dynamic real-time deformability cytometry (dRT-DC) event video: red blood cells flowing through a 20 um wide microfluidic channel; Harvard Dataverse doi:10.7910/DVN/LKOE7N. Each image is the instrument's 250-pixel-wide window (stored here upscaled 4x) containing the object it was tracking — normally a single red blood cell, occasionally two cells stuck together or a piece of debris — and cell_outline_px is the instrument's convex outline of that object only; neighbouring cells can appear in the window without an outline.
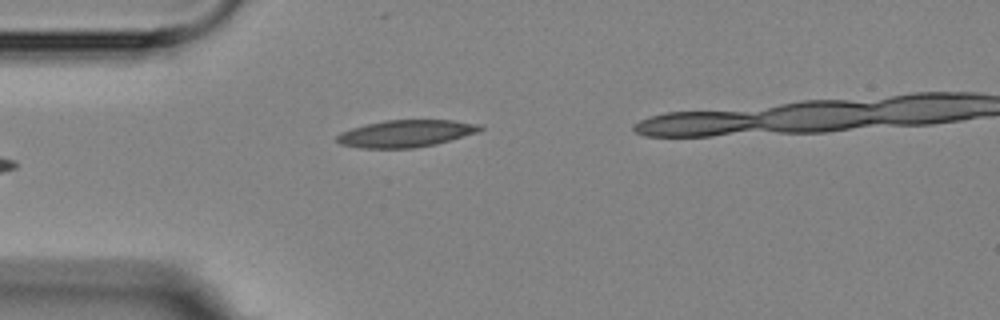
{"species": "Egyptian fruit bat (a non-hibernating species)", "species_latin": "Rousettus aegyptiacus", "temperature_condition": "room temperature", "stored_images_in_passage": 5, "camera_frame_rate_fps": 3000, "um_per_image_px": 0.085, "animal": {"sex": "female"}, "frame": {"image": 1, "passage_image": 5, "time_ms": 4.333, "image_size_px": [1000, 320], "cell_outline_px": [[484, 128], [476, 132], [436, 144], [412, 148], [360, 148], [340, 144], [336, 140], [336, 136], [340, 132], [352, 128], [384, 120], [452, 120], [480, 124]], "centroid_in_image_um": [34.47, 11.35], "position_along_channel_um": 50.5, "area_um2": 22.43}}